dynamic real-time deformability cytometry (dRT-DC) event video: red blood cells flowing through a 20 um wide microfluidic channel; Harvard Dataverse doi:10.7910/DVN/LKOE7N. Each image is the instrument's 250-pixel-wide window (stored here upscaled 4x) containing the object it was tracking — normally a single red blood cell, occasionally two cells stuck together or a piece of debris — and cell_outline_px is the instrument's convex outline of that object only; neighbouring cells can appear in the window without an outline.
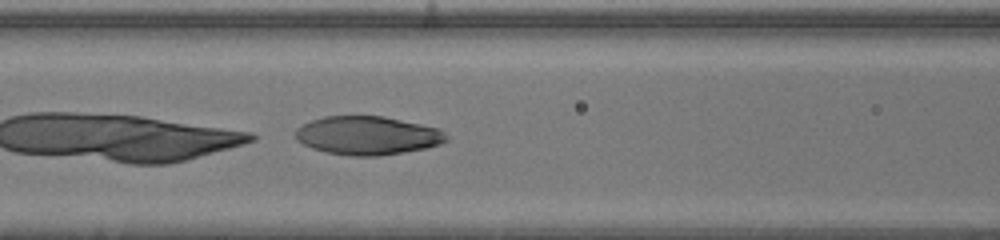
{"species": "human", "species_latin": "Homo sapiens", "temperature_condition": "warm", "stored_images_in_passage": 25, "camera_frame_rate_fps": 3000, "um_per_image_px": 0.085, "donor": {"sex": "male"}, "frame": {"image": 1, "passage_image": 11, "time_ms": 3.333, "image_size_px": [1000, 240], "cell_outline_px": [[448, 140], [440, 144], [428, 148], [380, 156], [348, 156], [324, 152], [312, 148], [296, 140], [296, 128], [312, 120], [324, 116], [384, 116], [440, 128], [448, 136]], "centroid_in_image_um": [31.26, 11.52], "position_along_channel_um": 135.3, "area_um2": 34.16}}
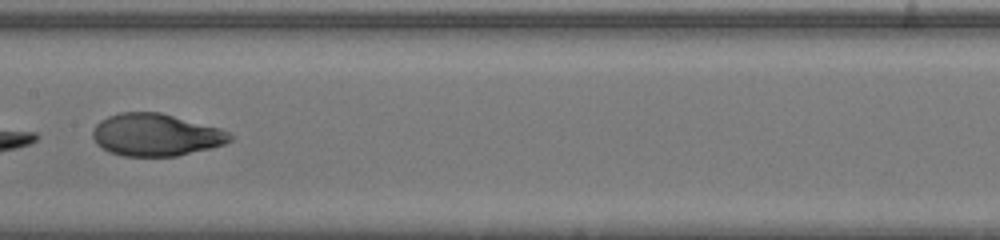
{"frame": {"image": 2, "passage_image": 15, "time_ms": 4.667, "image_size_px": [1000, 240], "cell_outline_px": [[232, 140], [224, 144], [212, 148], [176, 156], [120, 156], [108, 152], [96, 144], [92, 136], [92, 132], [96, 124], [100, 120], [108, 116], [120, 112], [160, 112], [220, 128], [228, 132], [232, 136]], "centroid_in_image_um": [13.22, 11.47], "position_along_channel_um": 194.2, "area_um2": 34.04}}
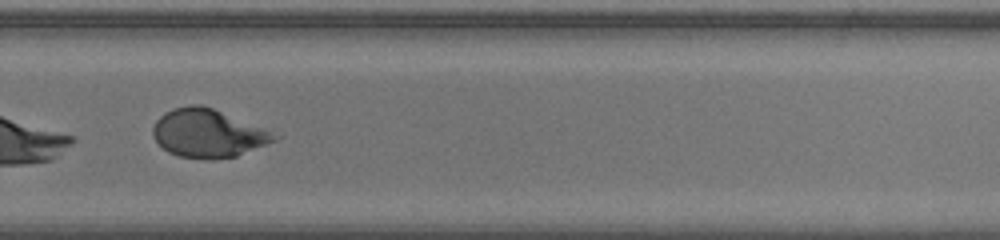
{"frame": {"image": 3, "passage_image": 23, "time_ms": 7.333, "image_size_px": [1000, 240], "cell_outline_px": [[284, 136], [276, 140], [236, 156], [212, 160], [180, 156], [168, 152], [152, 136], [152, 128], [156, 120], [164, 112], [172, 108], [192, 104], [200, 104], [212, 108]], "centroid_in_image_um": [17.67, 11.33], "position_along_channel_um": 312.1, "area_um2": 34.04}}